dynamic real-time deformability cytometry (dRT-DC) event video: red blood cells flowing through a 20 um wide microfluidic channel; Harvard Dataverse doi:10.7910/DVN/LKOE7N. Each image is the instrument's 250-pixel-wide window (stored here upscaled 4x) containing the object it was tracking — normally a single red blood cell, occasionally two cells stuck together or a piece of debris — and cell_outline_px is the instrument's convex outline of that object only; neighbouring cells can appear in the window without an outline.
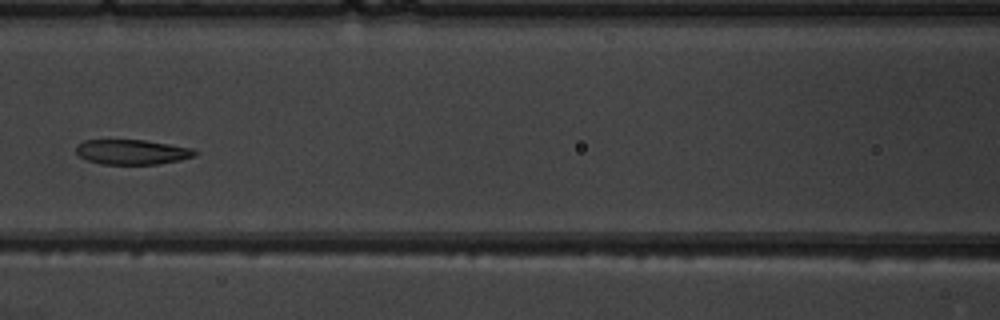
{"species": "common noctule bat (a hibernating species)", "species_latin": "Nyctalus noctula", "temperature_condition": "warm", "stored_images_in_passage": 6, "camera_frame_rate_fps": 3000, "um_per_image_px": 0.085, "animal": {"sex": "male", "body_mass_g": 19.5, "forearm_length_mm": 54.6}, "frame": {"image": 1, "passage_image": 6, "time_ms": 5.667, "image_size_px": [1000, 320], "cell_outline_px": [[200, 152], [196, 156], [180, 160], [156, 164], [100, 164], [88, 160], [80, 156], [76, 152], [76, 144], [84, 140], [144, 140], [192, 148]], "centroid_in_image_um": [11.24, 12.92], "position_along_channel_um": 155.4, "area_um2": 17.28}}